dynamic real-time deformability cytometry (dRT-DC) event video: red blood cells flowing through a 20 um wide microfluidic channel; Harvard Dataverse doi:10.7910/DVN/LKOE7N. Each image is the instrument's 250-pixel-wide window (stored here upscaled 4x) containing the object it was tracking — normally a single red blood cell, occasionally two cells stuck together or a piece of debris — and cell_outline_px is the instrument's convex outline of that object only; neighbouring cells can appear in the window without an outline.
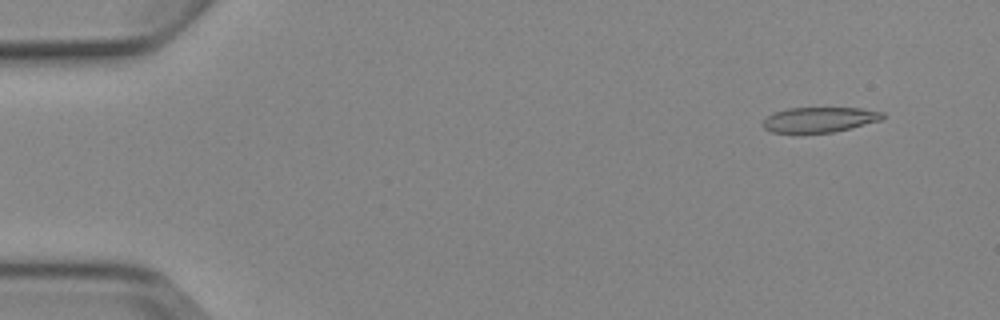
{"species": "Egyptian fruit bat (a non-hibernating species)", "species_latin": "Rousettus aegyptiacus", "temperature_condition": "cold", "stored_images_in_passage": 5, "camera_frame_rate_fps": 3000, "um_per_image_px": 0.085, "animal": {"sex": "female"}, "frame": {"image": 1, "passage_image": 2, "time_ms": 1.0, "image_size_px": [1000, 320], "cell_outline_px": [[884, 116], [880, 120], [832, 132], [772, 132], [764, 128], [760, 124], [768, 116], [776, 112], [788, 108], [860, 108], [884, 112]], "centroid_in_image_um": [69.63, 10.16], "position_along_channel_um": 15.4, "area_um2": 17.17}}
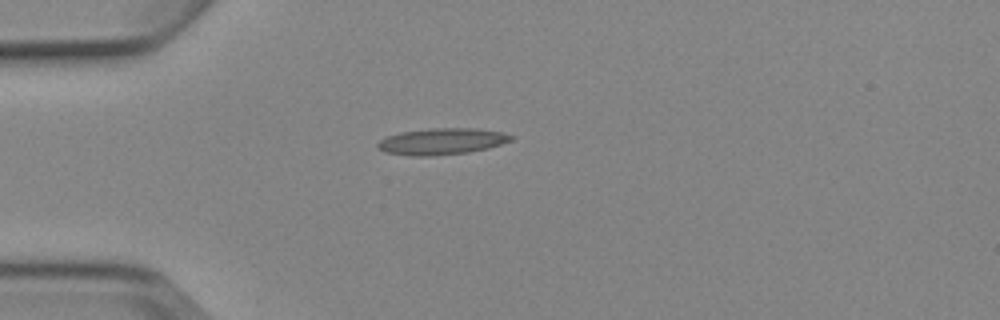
{"frame": {"image": 2, "passage_image": 4, "time_ms": 4.333, "image_size_px": [1000, 320], "cell_outline_px": [[516, 136], [512, 140], [488, 148], [468, 152], [432, 156], [416, 156], [388, 152], [376, 148], [376, 144], [380, 140], [388, 136], [400, 132], [436, 128], [472, 128], [500, 132]], "centroid_in_image_um": [37.56, 12.02], "position_along_channel_um": 47.4, "area_um2": 20.29}}